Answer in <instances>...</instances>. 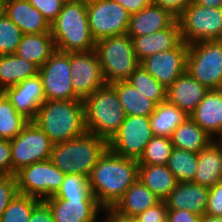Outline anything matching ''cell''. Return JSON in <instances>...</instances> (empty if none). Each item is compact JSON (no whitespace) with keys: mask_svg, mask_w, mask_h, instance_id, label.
<instances>
[{"mask_svg":"<svg viewBox=\"0 0 222 222\" xmlns=\"http://www.w3.org/2000/svg\"><path fill=\"white\" fill-rule=\"evenodd\" d=\"M138 161L107 149L89 175V184L99 205L114 207L125 191L138 179Z\"/></svg>","mask_w":222,"mask_h":222,"instance_id":"cell-1","label":"cell"},{"mask_svg":"<svg viewBox=\"0 0 222 222\" xmlns=\"http://www.w3.org/2000/svg\"><path fill=\"white\" fill-rule=\"evenodd\" d=\"M34 122L53 144L78 138L86 133L83 100H45Z\"/></svg>","mask_w":222,"mask_h":222,"instance_id":"cell-2","label":"cell"},{"mask_svg":"<svg viewBox=\"0 0 222 222\" xmlns=\"http://www.w3.org/2000/svg\"><path fill=\"white\" fill-rule=\"evenodd\" d=\"M56 50L88 52L95 49L87 16V0L65 2L57 18L50 24Z\"/></svg>","mask_w":222,"mask_h":222,"instance_id":"cell-3","label":"cell"},{"mask_svg":"<svg viewBox=\"0 0 222 222\" xmlns=\"http://www.w3.org/2000/svg\"><path fill=\"white\" fill-rule=\"evenodd\" d=\"M85 128L109 142L126 118L117 91L112 84H105L83 100Z\"/></svg>","mask_w":222,"mask_h":222,"instance_id":"cell-4","label":"cell"},{"mask_svg":"<svg viewBox=\"0 0 222 222\" xmlns=\"http://www.w3.org/2000/svg\"><path fill=\"white\" fill-rule=\"evenodd\" d=\"M107 149L106 140L86 132L78 138L53 144L49 160L65 174L89 177Z\"/></svg>","mask_w":222,"mask_h":222,"instance_id":"cell-5","label":"cell"},{"mask_svg":"<svg viewBox=\"0 0 222 222\" xmlns=\"http://www.w3.org/2000/svg\"><path fill=\"white\" fill-rule=\"evenodd\" d=\"M95 51L98 54L106 84L127 81L140 65L135 56L132 38L128 34L97 40Z\"/></svg>","mask_w":222,"mask_h":222,"instance_id":"cell-6","label":"cell"},{"mask_svg":"<svg viewBox=\"0 0 222 222\" xmlns=\"http://www.w3.org/2000/svg\"><path fill=\"white\" fill-rule=\"evenodd\" d=\"M186 70L208 90L222 89V40L189 44Z\"/></svg>","mask_w":222,"mask_h":222,"instance_id":"cell-7","label":"cell"},{"mask_svg":"<svg viewBox=\"0 0 222 222\" xmlns=\"http://www.w3.org/2000/svg\"><path fill=\"white\" fill-rule=\"evenodd\" d=\"M181 39L186 44L222 40V8L192 3L177 18Z\"/></svg>","mask_w":222,"mask_h":222,"instance_id":"cell-8","label":"cell"},{"mask_svg":"<svg viewBox=\"0 0 222 222\" xmlns=\"http://www.w3.org/2000/svg\"><path fill=\"white\" fill-rule=\"evenodd\" d=\"M12 175H16L23 167L50 159L53 143L42 129L29 121L22 131L12 140Z\"/></svg>","mask_w":222,"mask_h":222,"instance_id":"cell-9","label":"cell"},{"mask_svg":"<svg viewBox=\"0 0 222 222\" xmlns=\"http://www.w3.org/2000/svg\"><path fill=\"white\" fill-rule=\"evenodd\" d=\"M64 177L50 160L33 163L16 173L18 193L45 200L59 190Z\"/></svg>","mask_w":222,"mask_h":222,"instance_id":"cell-10","label":"cell"},{"mask_svg":"<svg viewBox=\"0 0 222 222\" xmlns=\"http://www.w3.org/2000/svg\"><path fill=\"white\" fill-rule=\"evenodd\" d=\"M87 16L95 41L127 34L130 13L115 0H87Z\"/></svg>","mask_w":222,"mask_h":222,"instance_id":"cell-11","label":"cell"},{"mask_svg":"<svg viewBox=\"0 0 222 222\" xmlns=\"http://www.w3.org/2000/svg\"><path fill=\"white\" fill-rule=\"evenodd\" d=\"M154 136L150 117L126 116L118 132L108 142V149L124 158L139 161Z\"/></svg>","mask_w":222,"mask_h":222,"instance_id":"cell-12","label":"cell"},{"mask_svg":"<svg viewBox=\"0 0 222 222\" xmlns=\"http://www.w3.org/2000/svg\"><path fill=\"white\" fill-rule=\"evenodd\" d=\"M45 100H81L73 91L70 52L56 50L38 72Z\"/></svg>","mask_w":222,"mask_h":222,"instance_id":"cell-13","label":"cell"},{"mask_svg":"<svg viewBox=\"0 0 222 222\" xmlns=\"http://www.w3.org/2000/svg\"><path fill=\"white\" fill-rule=\"evenodd\" d=\"M70 72L73 91L81 100L106 84L95 49L70 52Z\"/></svg>","mask_w":222,"mask_h":222,"instance_id":"cell-14","label":"cell"},{"mask_svg":"<svg viewBox=\"0 0 222 222\" xmlns=\"http://www.w3.org/2000/svg\"><path fill=\"white\" fill-rule=\"evenodd\" d=\"M189 44L181 41L175 48L143 59L140 65L165 88L186 71Z\"/></svg>","mask_w":222,"mask_h":222,"instance_id":"cell-15","label":"cell"},{"mask_svg":"<svg viewBox=\"0 0 222 222\" xmlns=\"http://www.w3.org/2000/svg\"><path fill=\"white\" fill-rule=\"evenodd\" d=\"M15 110L28 121H34L45 94L39 74L29 77L2 92Z\"/></svg>","mask_w":222,"mask_h":222,"instance_id":"cell-16","label":"cell"},{"mask_svg":"<svg viewBox=\"0 0 222 222\" xmlns=\"http://www.w3.org/2000/svg\"><path fill=\"white\" fill-rule=\"evenodd\" d=\"M54 222H101L103 208L96 199H45Z\"/></svg>","mask_w":222,"mask_h":222,"instance_id":"cell-17","label":"cell"},{"mask_svg":"<svg viewBox=\"0 0 222 222\" xmlns=\"http://www.w3.org/2000/svg\"><path fill=\"white\" fill-rule=\"evenodd\" d=\"M208 91L186 70L166 88V101L190 116Z\"/></svg>","mask_w":222,"mask_h":222,"instance_id":"cell-18","label":"cell"},{"mask_svg":"<svg viewBox=\"0 0 222 222\" xmlns=\"http://www.w3.org/2000/svg\"><path fill=\"white\" fill-rule=\"evenodd\" d=\"M2 11L21 29L24 34L50 32V23L28 0H1Z\"/></svg>","mask_w":222,"mask_h":222,"instance_id":"cell-19","label":"cell"},{"mask_svg":"<svg viewBox=\"0 0 222 222\" xmlns=\"http://www.w3.org/2000/svg\"><path fill=\"white\" fill-rule=\"evenodd\" d=\"M208 193V187L192 181L178 182L164 202L168 209H183L202 216L206 212Z\"/></svg>","mask_w":222,"mask_h":222,"instance_id":"cell-20","label":"cell"},{"mask_svg":"<svg viewBox=\"0 0 222 222\" xmlns=\"http://www.w3.org/2000/svg\"><path fill=\"white\" fill-rule=\"evenodd\" d=\"M135 56L141 62L143 59L158 52L175 48L181 41L180 24L176 19L168 28L132 39Z\"/></svg>","mask_w":222,"mask_h":222,"instance_id":"cell-21","label":"cell"},{"mask_svg":"<svg viewBox=\"0 0 222 222\" xmlns=\"http://www.w3.org/2000/svg\"><path fill=\"white\" fill-rule=\"evenodd\" d=\"M190 118L217 140L222 135V89L209 90Z\"/></svg>","mask_w":222,"mask_h":222,"instance_id":"cell-22","label":"cell"},{"mask_svg":"<svg viewBox=\"0 0 222 222\" xmlns=\"http://www.w3.org/2000/svg\"><path fill=\"white\" fill-rule=\"evenodd\" d=\"M177 18L169 11L151 3L143 10L130 14L127 34L133 39L168 28Z\"/></svg>","mask_w":222,"mask_h":222,"instance_id":"cell-23","label":"cell"},{"mask_svg":"<svg viewBox=\"0 0 222 222\" xmlns=\"http://www.w3.org/2000/svg\"><path fill=\"white\" fill-rule=\"evenodd\" d=\"M222 180V145L213 140L198 152V164L194 180L205 187H213Z\"/></svg>","mask_w":222,"mask_h":222,"instance_id":"cell-24","label":"cell"},{"mask_svg":"<svg viewBox=\"0 0 222 222\" xmlns=\"http://www.w3.org/2000/svg\"><path fill=\"white\" fill-rule=\"evenodd\" d=\"M55 51V42L51 32L24 34L15 55L40 68Z\"/></svg>","mask_w":222,"mask_h":222,"instance_id":"cell-25","label":"cell"},{"mask_svg":"<svg viewBox=\"0 0 222 222\" xmlns=\"http://www.w3.org/2000/svg\"><path fill=\"white\" fill-rule=\"evenodd\" d=\"M160 201L158 196L137 179L113 208L121 214L135 217Z\"/></svg>","mask_w":222,"mask_h":222,"instance_id":"cell-26","label":"cell"},{"mask_svg":"<svg viewBox=\"0 0 222 222\" xmlns=\"http://www.w3.org/2000/svg\"><path fill=\"white\" fill-rule=\"evenodd\" d=\"M170 138L173 148L193 153H198L214 140L190 116L174 129Z\"/></svg>","mask_w":222,"mask_h":222,"instance_id":"cell-27","label":"cell"},{"mask_svg":"<svg viewBox=\"0 0 222 222\" xmlns=\"http://www.w3.org/2000/svg\"><path fill=\"white\" fill-rule=\"evenodd\" d=\"M39 68L15 54L0 55V92L37 75Z\"/></svg>","mask_w":222,"mask_h":222,"instance_id":"cell-28","label":"cell"},{"mask_svg":"<svg viewBox=\"0 0 222 222\" xmlns=\"http://www.w3.org/2000/svg\"><path fill=\"white\" fill-rule=\"evenodd\" d=\"M138 179L161 200L178 184L167 165H138Z\"/></svg>","mask_w":222,"mask_h":222,"instance_id":"cell-29","label":"cell"},{"mask_svg":"<svg viewBox=\"0 0 222 222\" xmlns=\"http://www.w3.org/2000/svg\"><path fill=\"white\" fill-rule=\"evenodd\" d=\"M112 85L117 91L126 116L150 117L155 111L156 104L136 90L128 81L116 82Z\"/></svg>","mask_w":222,"mask_h":222,"instance_id":"cell-30","label":"cell"},{"mask_svg":"<svg viewBox=\"0 0 222 222\" xmlns=\"http://www.w3.org/2000/svg\"><path fill=\"white\" fill-rule=\"evenodd\" d=\"M188 117L189 115L176 105L164 101L157 104L155 111L150 115V125L154 135L171 137L174 129Z\"/></svg>","mask_w":222,"mask_h":222,"instance_id":"cell-31","label":"cell"},{"mask_svg":"<svg viewBox=\"0 0 222 222\" xmlns=\"http://www.w3.org/2000/svg\"><path fill=\"white\" fill-rule=\"evenodd\" d=\"M197 164L198 153L173 148L167 167L174 174L178 182H190L194 180Z\"/></svg>","mask_w":222,"mask_h":222,"instance_id":"cell-32","label":"cell"},{"mask_svg":"<svg viewBox=\"0 0 222 222\" xmlns=\"http://www.w3.org/2000/svg\"><path fill=\"white\" fill-rule=\"evenodd\" d=\"M136 90L156 105L166 101V88L139 65L127 80Z\"/></svg>","mask_w":222,"mask_h":222,"instance_id":"cell-33","label":"cell"},{"mask_svg":"<svg viewBox=\"0 0 222 222\" xmlns=\"http://www.w3.org/2000/svg\"><path fill=\"white\" fill-rule=\"evenodd\" d=\"M28 122L0 92V139L12 140Z\"/></svg>","mask_w":222,"mask_h":222,"instance_id":"cell-34","label":"cell"},{"mask_svg":"<svg viewBox=\"0 0 222 222\" xmlns=\"http://www.w3.org/2000/svg\"><path fill=\"white\" fill-rule=\"evenodd\" d=\"M46 199H95L89 178L79 174H65L59 190Z\"/></svg>","mask_w":222,"mask_h":222,"instance_id":"cell-35","label":"cell"},{"mask_svg":"<svg viewBox=\"0 0 222 222\" xmlns=\"http://www.w3.org/2000/svg\"><path fill=\"white\" fill-rule=\"evenodd\" d=\"M173 144L170 137L154 136L146 145L139 165H167Z\"/></svg>","mask_w":222,"mask_h":222,"instance_id":"cell-36","label":"cell"},{"mask_svg":"<svg viewBox=\"0 0 222 222\" xmlns=\"http://www.w3.org/2000/svg\"><path fill=\"white\" fill-rule=\"evenodd\" d=\"M41 200L17 193L5 209L0 222H29L34 207Z\"/></svg>","mask_w":222,"mask_h":222,"instance_id":"cell-37","label":"cell"},{"mask_svg":"<svg viewBox=\"0 0 222 222\" xmlns=\"http://www.w3.org/2000/svg\"><path fill=\"white\" fill-rule=\"evenodd\" d=\"M24 33L3 12L0 13V55L15 54Z\"/></svg>","mask_w":222,"mask_h":222,"instance_id":"cell-38","label":"cell"},{"mask_svg":"<svg viewBox=\"0 0 222 222\" xmlns=\"http://www.w3.org/2000/svg\"><path fill=\"white\" fill-rule=\"evenodd\" d=\"M17 193L16 175H0V221L5 209Z\"/></svg>","mask_w":222,"mask_h":222,"instance_id":"cell-39","label":"cell"},{"mask_svg":"<svg viewBox=\"0 0 222 222\" xmlns=\"http://www.w3.org/2000/svg\"><path fill=\"white\" fill-rule=\"evenodd\" d=\"M28 2L39 10L50 24L57 18L65 3L63 0H28Z\"/></svg>","mask_w":222,"mask_h":222,"instance_id":"cell-40","label":"cell"},{"mask_svg":"<svg viewBox=\"0 0 222 222\" xmlns=\"http://www.w3.org/2000/svg\"><path fill=\"white\" fill-rule=\"evenodd\" d=\"M168 208L164 200L135 216L137 222H167Z\"/></svg>","mask_w":222,"mask_h":222,"instance_id":"cell-41","label":"cell"},{"mask_svg":"<svg viewBox=\"0 0 222 222\" xmlns=\"http://www.w3.org/2000/svg\"><path fill=\"white\" fill-rule=\"evenodd\" d=\"M205 214L222 217V180L209 188Z\"/></svg>","mask_w":222,"mask_h":222,"instance_id":"cell-42","label":"cell"},{"mask_svg":"<svg viewBox=\"0 0 222 222\" xmlns=\"http://www.w3.org/2000/svg\"><path fill=\"white\" fill-rule=\"evenodd\" d=\"M0 175H12L11 144L8 139H0Z\"/></svg>","mask_w":222,"mask_h":222,"instance_id":"cell-43","label":"cell"},{"mask_svg":"<svg viewBox=\"0 0 222 222\" xmlns=\"http://www.w3.org/2000/svg\"><path fill=\"white\" fill-rule=\"evenodd\" d=\"M193 0H153V4L169 11L178 18Z\"/></svg>","mask_w":222,"mask_h":222,"instance_id":"cell-44","label":"cell"},{"mask_svg":"<svg viewBox=\"0 0 222 222\" xmlns=\"http://www.w3.org/2000/svg\"><path fill=\"white\" fill-rule=\"evenodd\" d=\"M201 215L183 210L168 209L167 222H200Z\"/></svg>","mask_w":222,"mask_h":222,"instance_id":"cell-45","label":"cell"},{"mask_svg":"<svg viewBox=\"0 0 222 222\" xmlns=\"http://www.w3.org/2000/svg\"><path fill=\"white\" fill-rule=\"evenodd\" d=\"M29 222H54L52 212L43 200L34 207Z\"/></svg>","mask_w":222,"mask_h":222,"instance_id":"cell-46","label":"cell"},{"mask_svg":"<svg viewBox=\"0 0 222 222\" xmlns=\"http://www.w3.org/2000/svg\"><path fill=\"white\" fill-rule=\"evenodd\" d=\"M101 222H137L135 217L127 216L116 211L113 207L103 209Z\"/></svg>","mask_w":222,"mask_h":222,"instance_id":"cell-47","label":"cell"},{"mask_svg":"<svg viewBox=\"0 0 222 222\" xmlns=\"http://www.w3.org/2000/svg\"><path fill=\"white\" fill-rule=\"evenodd\" d=\"M122 5L130 14L137 13L149 6L153 0H115Z\"/></svg>","mask_w":222,"mask_h":222,"instance_id":"cell-48","label":"cell"},{"mask_svg":"<svg viewBox=\"0 0 222 222\" xmlns=\"http://www.w3.org/2000/svg\"><path fill=\"white\" fill-rule=\"evenodd\" d=\"M195 3L201 6H207L212 8H222V0H193Z\"/></svg>","mask_w":222,"mask_h":222,"instance_id":"cell-49","label":"cell"},{"mask_svg":"<svg viewBox=\"0 0 222 222\" xmlns=\"http://www.w3.org/2000/svg\"><path fill=\"white\" fill-rule=\"evenodd\" d=\"M200 222H222V217L204 214L201 216Z\"/></svg>","mask_w":222,"mask_h":222,"instance_id":"cell-50","label":"cell"},{"mask_svg":"<svg viewBox=\"0 0 222 222\" xmlns=\"http://www.w3.org/2000/svg\"><path fill=\"white\" fill-rule=\"evenodd\" d=\"M222 145V135L217 139Z\"/></svg>","mask_w":222,"mask_h":222,"instance_id":"cell-51","label":"cell"},{"mask_svg":"<svg viewBox=\"0 0 222 222\" xmlns=\"http://www.w3.org/2000/svg\"><path fill=\"white\" fill-rule=\"evenodd\" d=\"M2 11V1L0 0V13Z\"/></svg>","mask_w":222,"mask_h":222,"instance_id":"cell-52","label":"cell"},{"mask_svg":"<svg viewBox=\"0 0 222 222\" xmlns=\"http://www.w3.org/2000/svg\"><path fill=\"white\" fill-rule=\"evenodd\" d=\"M64 2H73V1H76V0H63Z\"/></svg>","mask_w":222,"mask_h":222,"instance_id":"cell-53","label":"cell"}]
</instances>
